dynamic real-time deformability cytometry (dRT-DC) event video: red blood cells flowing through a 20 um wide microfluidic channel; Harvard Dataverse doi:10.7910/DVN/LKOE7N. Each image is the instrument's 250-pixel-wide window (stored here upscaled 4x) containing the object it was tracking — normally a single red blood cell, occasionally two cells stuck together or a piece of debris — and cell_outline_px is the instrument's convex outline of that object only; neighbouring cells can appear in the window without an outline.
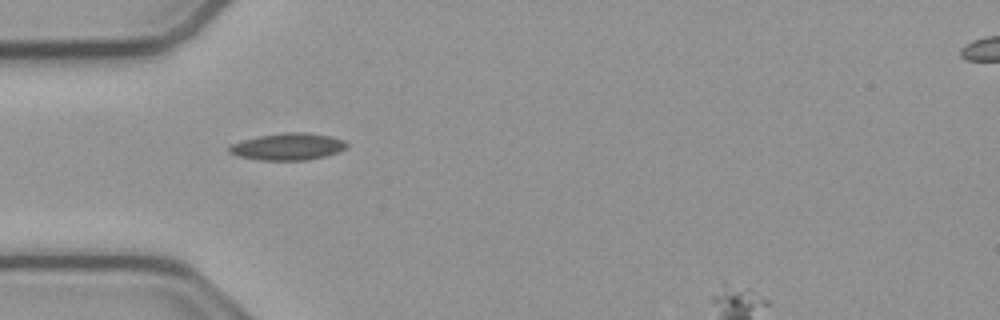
{"species": "common noctule bat (a hibernating species)", "species_latin": "Nyctalus noctula", "temperature_condition": "cold", "stored_images_in_passage": 13, "camera_frame_rate_fps": 3000, "um_per_image_px": 0.085, "animal": {"sex": "male", "body_mass_g": 23.1, "forearm_length_mm": 52.7}, "frame": {"image": 1, "passage_image": 1, "time_ms": 0.0, "image_size_px": [1000, 320], "cell_outline_px": [[348, 144], [344, 148], [336, 152], [324, 156], [308, 160], [260, 160], [236, 156], [228, 152], [228, 148], [232, 144], [240, 140], [260, 136], [284, 132], [308, 132], [328, 136], [344, 140]], "centroid_in_image_um": [24.42, 12.46], "position_along_channel_um": 60.6, "area_um2": 18.38}}
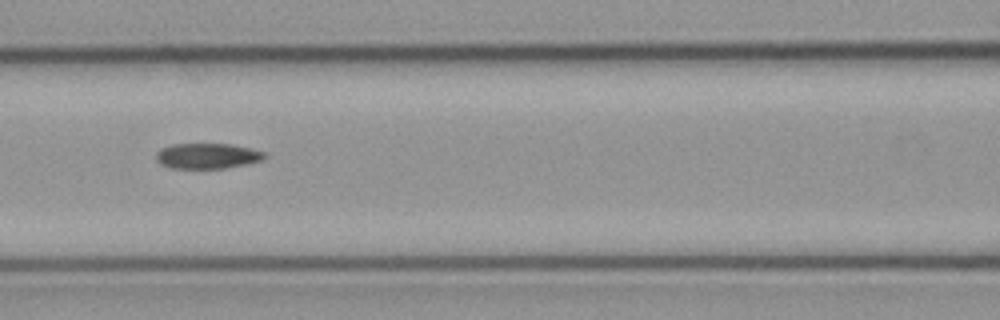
{"frame": {"image": 2, "passage_image": 8, "time_ms": 2.333, "image_size_px": [1000, 320], "cell_outline_px": [[268, 156], [260, 160], [248, 164], [224, 168], [168, 168], [160, 164], [156, 160], [156, 152], [160, 148], [172, 144], [232, 144], [252, 148], [264, 152]], "centroid_in_image_um": [17.61, 13.25], "position_along_channel_um": 149.0, "area_um2": 16.24}}
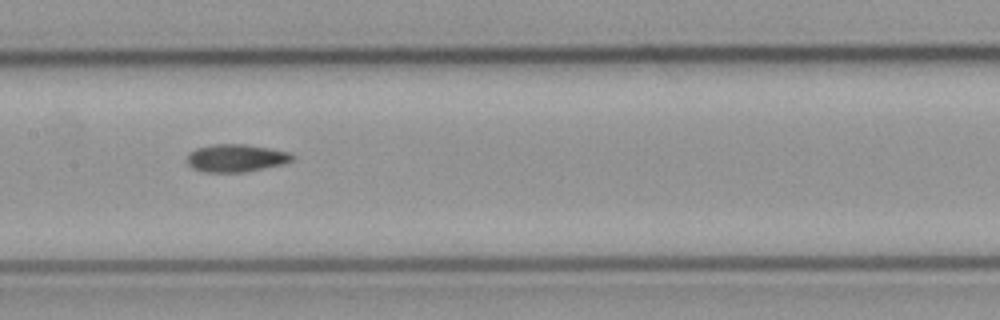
{"frame": {"image": 3, "passage_image": 11, "time_ms": 3.333, "image_size_px": [1000, 320], "cell_outline_px": [[296, 156], [292, 160], [284, 164], [248, 172], [204, 172], [192, 168], [188, 164], [188, 152], [196, 148], [212, 144], [244, 144], [292, 152]], "centroid_in_image_um": [20.09, 13.44], "position_along_channel_um": 187.3, "area_um2": 17.22}}